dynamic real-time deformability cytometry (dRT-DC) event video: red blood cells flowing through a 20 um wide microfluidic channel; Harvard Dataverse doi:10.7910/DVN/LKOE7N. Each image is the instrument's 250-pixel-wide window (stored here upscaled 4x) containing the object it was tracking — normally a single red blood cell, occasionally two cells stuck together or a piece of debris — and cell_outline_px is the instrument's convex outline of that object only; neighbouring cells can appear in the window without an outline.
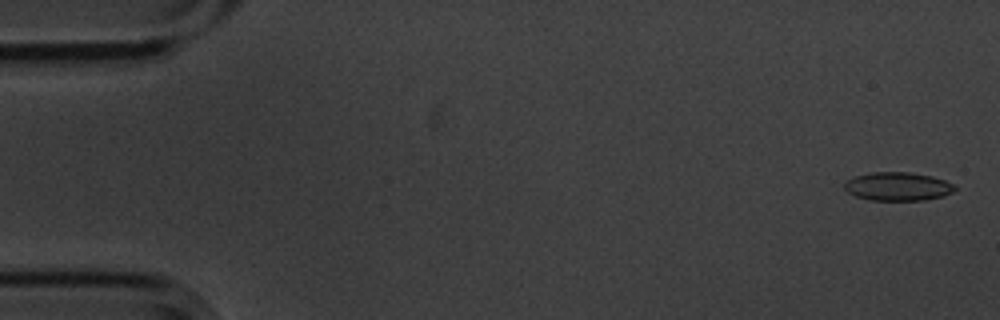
{"species": "common noctule bat (a hibernating species)", "species_latin": "Nyctalus noctula", "temperature_condition": "cold", "stored_images_in_passage": 6, "camera_frame_rate_fps": 3000, "um_per_image_px": 0.085, "animal": {"sex": "male", "body_mass_g": 20.1, "forearm_length_mm": 53.5}, "frame": {"image": 1, "passage_image": 1, "time_ms": 0.0, "image_size_px": [1000, 320], "cell_outline_px": [[956, 188], [952, 192], [944, 196], [924, 200], [868, 200], [856, 196], [848, 192], [844, 188], [844, 184], [848, 180], [856, 176], [872, 172], [908, 172], [932, 176], [944, 180], [952, 184]], "centroid_in_image_um": [76.31, 15.85], "position_along_channel_um": 8.7, "area_um2": 18.21}}
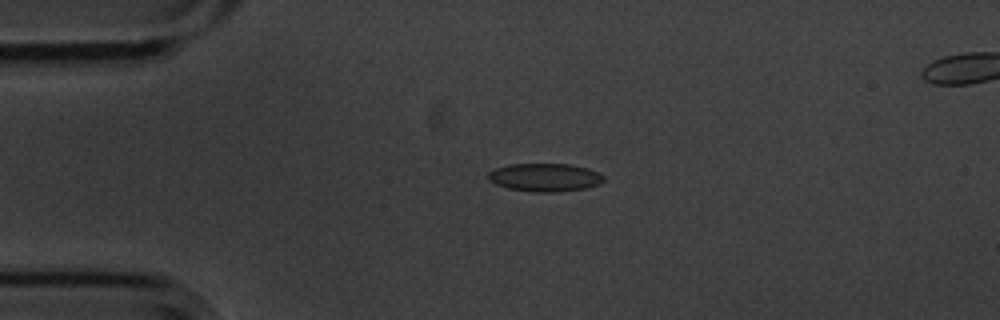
{"frame": {"image": 2, "passage_image": 4, "time_ms": 1.0, "image_size_px": [1000, 320], "cell_outline_px": [[604, 180], [600, 184], [584, 188], [556, 192], [532, 192], [508, 188], [496, 184], [488, 180], [488, 172], [496, 168], [508, 164], [568, 164], [588, 168], [604, 176]], "centroid_in_image_um": [46.29, 15.08], "position_along_channel_um": 38.7, "area_um2": 18.9}}